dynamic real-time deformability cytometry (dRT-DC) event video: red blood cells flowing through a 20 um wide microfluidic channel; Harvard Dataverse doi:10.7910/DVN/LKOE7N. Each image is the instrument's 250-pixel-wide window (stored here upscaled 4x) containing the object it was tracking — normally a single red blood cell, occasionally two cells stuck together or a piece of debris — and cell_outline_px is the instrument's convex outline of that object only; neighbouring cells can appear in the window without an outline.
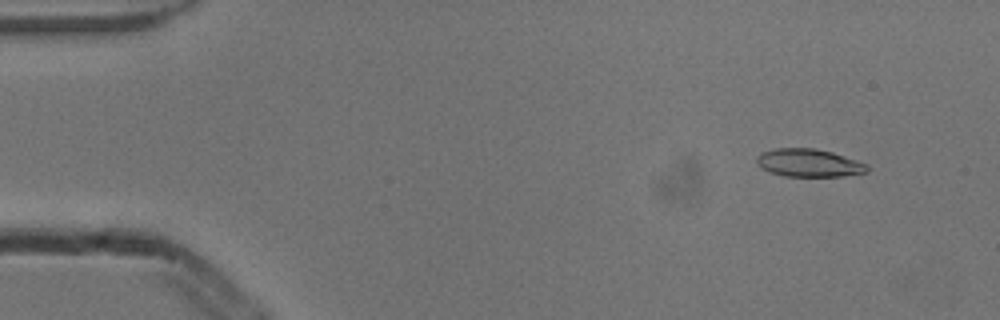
{"species": "common noctule bat (a hibernating species)", "species_latin": "Nyctalus noctula", "temperature_condition": "cold", "stored_images_in_passage": 53, "camera_frame_rate_fps": 3000, "um_per_image_px": 0.085, "animal": {"sex": "male", "body_mass_g": 13.3}, "frame": {"image": 1, "passage_image": 5, "time_ms": 1.333, "image_size_px": [1000, 320], "cell_outline_px": [[868, 172], [844, 176], [784, 176], [768, 172], [760, 168], [756, 164], [756, 156], [764, 152], [776, 148], [816, 148], [832, 152], [868, 164]], "centroid_in_image_um": [68.73, 13.85], "position_along_channel_um": 16.3, "area_um2": 18.09}}
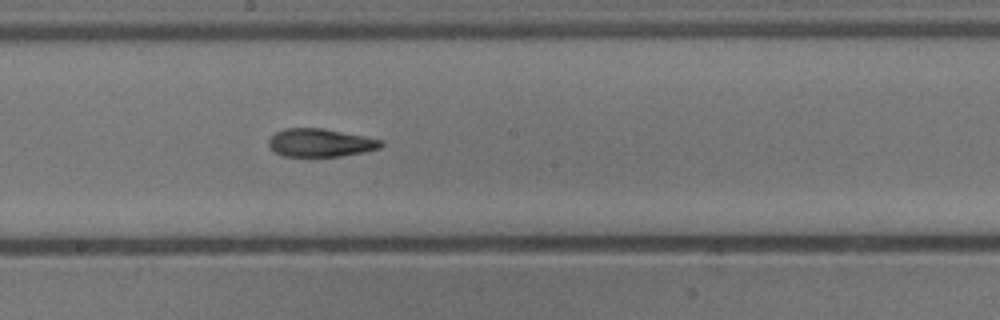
{"frame": {"image": 2, "passage_image": 29, "time_ms": 9.333, "image_size_px": [1000, 320], "cell_outline_px": [[384, 144], [380, 148], [364, 152], [340, 156], [284, 156], [276, 152], [268, 144], [268, 140], [276, 132], [284, 128], [324, 128], [384, 140]], "centroid_in_image_um": [27.26, 12.12], "position_along_channel_um": 220.9, "area_um2": 18.38}}
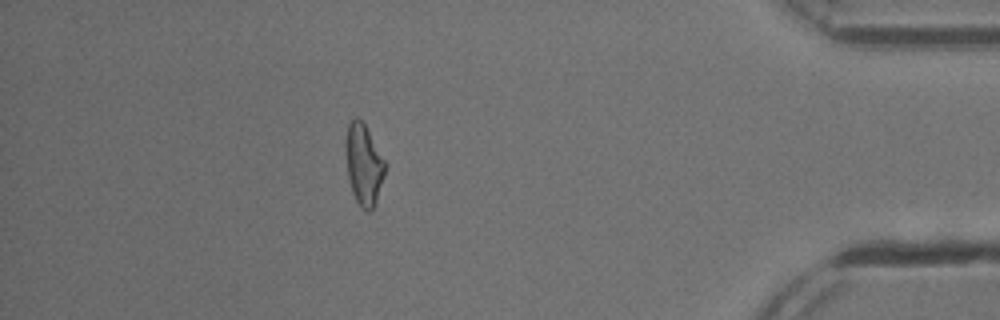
{"frame": {"image": 3, "passage_image": 47, "time_ms": 15.333, "image_size_px": [1000, 320], "cell_outline_px": [[384, 176], [376, 200], [372, 208], [368, 212], [360, 208], [352, 192], [348, 176], [344, 144], [344, 140], [348, 124], [356, 116], [364, 124], [384, 160]], "centroid_in_image_um": [30.87, 13.98], "position_along_channel_um": 404.3, "area_um2": 18.26}, "authors_computed_cell_mechanics": {"area_um2": 18.496, "velocity_mm_per_s": 3.8719, "shape_relaxation_time_tau1_ms": 7.8109, "shape_relaxation_time_tau2_ms": 3.0753, "deformation_change_tau1": 0.226, "deformation_change_tau2": 0.1168}}